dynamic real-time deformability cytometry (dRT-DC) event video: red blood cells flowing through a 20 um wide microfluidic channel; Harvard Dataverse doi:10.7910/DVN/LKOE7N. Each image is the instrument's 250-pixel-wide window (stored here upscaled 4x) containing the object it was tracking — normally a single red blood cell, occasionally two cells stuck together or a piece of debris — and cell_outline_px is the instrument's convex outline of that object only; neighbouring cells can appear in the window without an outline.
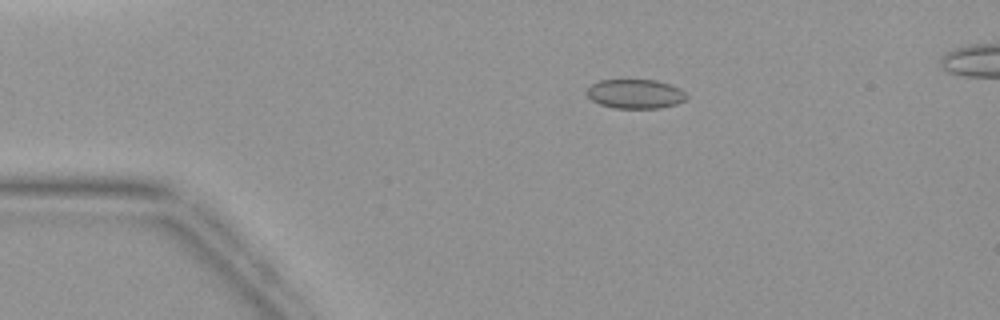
{"species": "common noctule bat (a hibernating species)", "species_latin": "Nyctalus noctula", "temperature_condition": "warm", "stored_images_in_passage": 5, "camera_frame_rate_fps": 3000, "um_per_image_px": 0.085, "animal": {"sex": "female", "body_mass_g": 19.9}, "frame": {"image": 1, "passage_image": 3, "time_ms": 2.333, "image_size_px": [1000, 320], "cell_outline_px": [[688, 100], [676, 104], [660, 108], [612, 108], [600, 104], [592, 100], [588, 96], [588, 88], [592, 84], [600, 80], [656, 80], [672, 84], [680, 88], [688, 96]], "centroid_in_image_um": [54.06, 7.98], "position_along_channel_um": 30.9, "area_um2": 17.11}}